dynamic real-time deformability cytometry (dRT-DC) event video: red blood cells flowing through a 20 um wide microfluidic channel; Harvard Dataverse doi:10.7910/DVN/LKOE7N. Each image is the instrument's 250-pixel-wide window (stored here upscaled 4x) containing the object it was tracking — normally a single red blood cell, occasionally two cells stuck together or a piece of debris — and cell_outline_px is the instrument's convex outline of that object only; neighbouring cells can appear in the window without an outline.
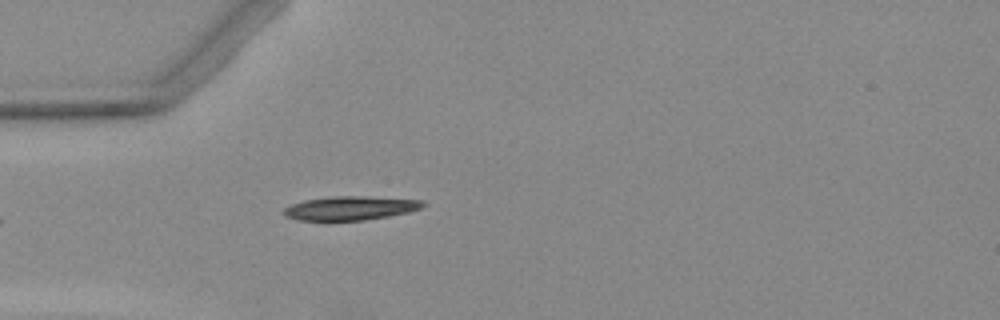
{"species": "Egyptian fruit bat (a non-hibernating species)", "species_latin": "Rousettus aegyptiacus", "temperature_condition": "warm", "stored_images_in_passage": 5, "camera_frame_rate_fps": 3000, "um_per_image_px": 0.085, "animal": {"sex": "female"}, "frame": {"image": 1, "passage_image": 5, "time_ms": 5.0, "image_size_px": [1000, 320], "cell_outline_px": [[424, 204], [420, 208], [408, 212], [388, 216], [364, 220], [300, 220], [284, 216], [284, 208], [292, 204], [304, 200], [332, 196], [368, 196], [424, 200]], "centroid_in_image_um": [29.78, 17.68], "position_along_channel_um": 55.2, "area_um2": 19.25}}